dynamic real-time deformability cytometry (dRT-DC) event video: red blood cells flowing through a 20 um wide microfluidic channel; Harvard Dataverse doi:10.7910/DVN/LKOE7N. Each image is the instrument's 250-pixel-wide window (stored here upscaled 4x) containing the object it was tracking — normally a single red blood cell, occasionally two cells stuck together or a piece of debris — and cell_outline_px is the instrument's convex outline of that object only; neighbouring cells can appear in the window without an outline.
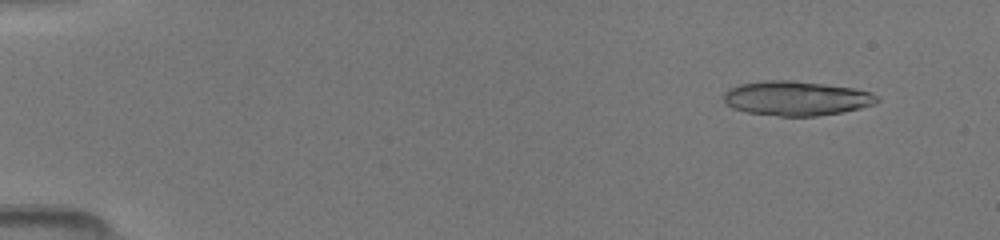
{"species": "common noctule bat (a hibernating species)", "species_latin": "Nyctalus noctula", "temperature_condition": "room temperature", "stored_images_in_passage": 28, "camera_frame_rate_fps": 3000, "um_per_image_px": 0.085, "animal": {"sex": "female", "body_mass_g": 19.5, "forearm_length_mm": 54.1}, "frame": {"image": 1, "passage_image": 4, "time_ms": 1.333, "image_size_px": [1000, 240], "cell_outline_px": [[880, 100], [872, 104], [860, 108], [840, 112], [816, 116], [780, 116], [744, 112], [732, 108], [724, 100], [724, 92], [728, 88], [740, 84], [764, 80], [792, 80], [856, 88], [872, 92], [880, 96]], "centroid_in_image_um": [67.69, 8.35], "position_along_channel_um": 17.3, "area_um2": 30.98}}